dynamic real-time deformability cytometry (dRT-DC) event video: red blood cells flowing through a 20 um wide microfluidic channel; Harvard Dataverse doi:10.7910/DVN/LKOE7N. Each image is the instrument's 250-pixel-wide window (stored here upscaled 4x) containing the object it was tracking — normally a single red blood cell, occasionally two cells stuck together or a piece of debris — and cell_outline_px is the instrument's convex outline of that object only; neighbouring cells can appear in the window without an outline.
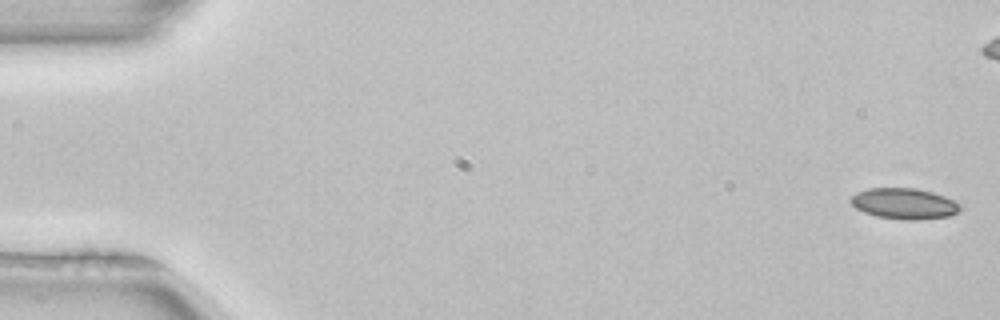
{"species": "common noctule bat (a hibernating species)", "species_latin": "Nyctalus noctula", "temperature_condition": "room temperature", "stored_images_in_passage": 52, "camera_frame_rate_fps": 3000, "um_per_image_px": 0.085, "animal": {"sex": "female", "body_mass_g": 22.7, "forearm_length_mm": 54.2}, "frame": {"image": 1, "passage_image": 1, "time_ms": 0.0, "image_size_px": [1000, 320], "cell_outline_px": [[964, 208], [960, 212], [948, 216], [916, 220], [904, 220], [876, 216], [864, 212], [856, 208], [848, 200], [856, 192], [868, 188], [916, 188], [932, 192], [944, 196], [964, 204]], "centroid_in_image_um": [76.9, 17.31], "position_along_channel_um": 8.1, "area_um2": 20.0}, "authors_computed_cell_mechanics": {"area_um2": 19.8832, "velocity_mm_per_s": 3.9848, "shape_relaxation_time_tau1_ms": null, "shape_relaxation_time_tau2_ms": 8.3663, "deformation_change_tau1": null, "deformation_change_tau2": 0.1234}}